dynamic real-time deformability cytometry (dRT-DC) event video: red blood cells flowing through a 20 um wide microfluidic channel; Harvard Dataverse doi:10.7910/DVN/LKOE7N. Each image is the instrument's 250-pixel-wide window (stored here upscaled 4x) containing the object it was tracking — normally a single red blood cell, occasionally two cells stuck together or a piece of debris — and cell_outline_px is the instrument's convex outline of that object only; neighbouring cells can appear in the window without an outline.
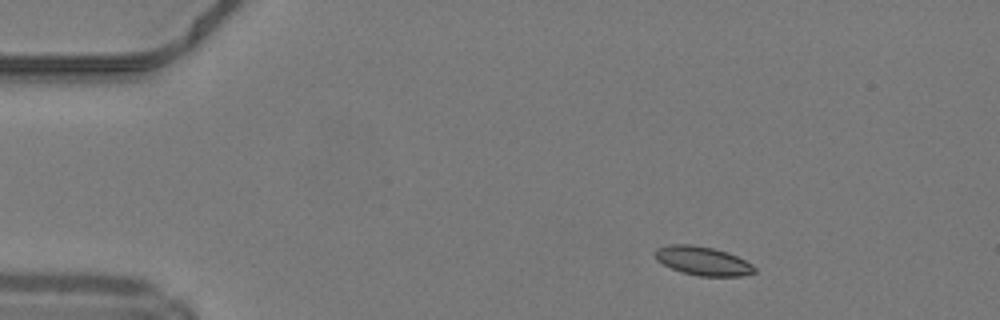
{"species": "common noctule bat (a hibernating species)", "species_latin": "Nyctalus noctula", "temperature_condition": "warm", "stored_images_in_passage": 47, "camera_frame_rate_fps": 3000, "um_per_image_px": 0.085, "animal": {"sex": "male", "body_mass_g": 19.2, "forearm_length_mm": 51.8}, "frame": {"image": 1, "passage_image": 6, "time_ms": 1.667, "image_size_px": [1000, 320], "cell_outline_px": [[756, 272], [744, 276], [700, 276], [680, 272], [656, 260], [656, 248], [668, 244], [692, 244], [712, 248], [728, 252], [752, 264], [756, 268]], "centroid_in_image_um": [59.75, 22.18], "position_along_channel_um": 25.3, "area_um2": 16.7}}
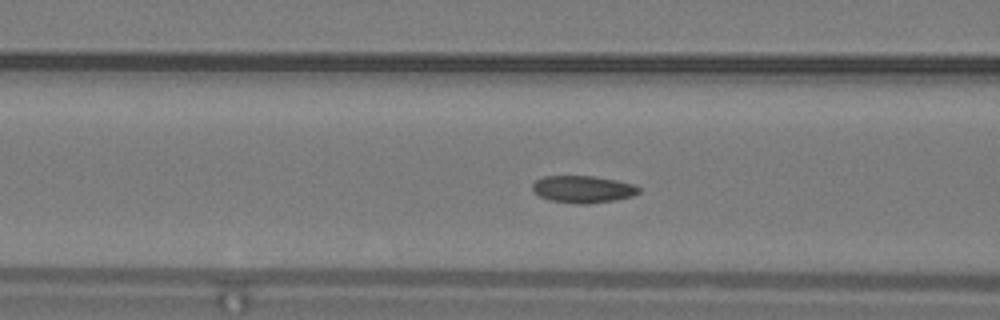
{"frame": {"image": 2, "passage_image": 18, "time_ms": 5.667, "image_size_px": [1000, 320], "cell_outline_px": [[640, 192], [632, 196], [616, 200], [588, 204], [576, 204], [552, 200], [540, 196], [532, 192], [532, 184], [536, 180], [544, 176], [596, 176], [616, 180], [632, 184], [640, 188]], "centroid_in_image_um": [49.54, 16.08], "position_along_channel_um": 117.1, "area_um2": 16.88}}
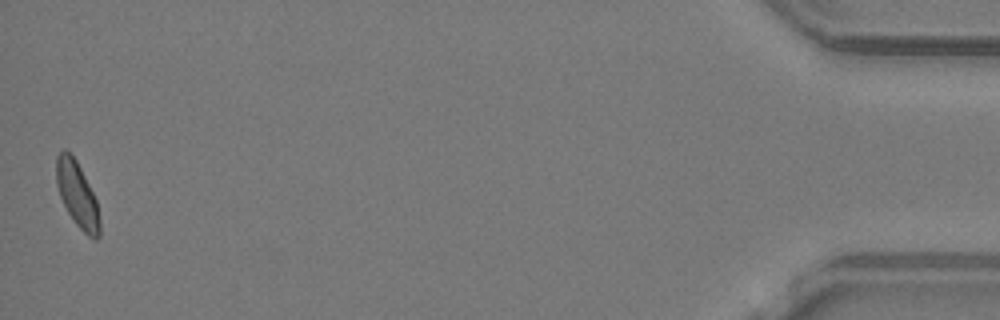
{"frame": {"image": 3, "passage_image": 47, "time_ms": 15.333, "image_size_px": [1000, 320], "cell_outline_px": [[100, 236], [96, 240], [88, 236], [76, 224], [68, 212], [60, 196], [56, 184], [56, 156], [64, 148], [76, 160], [96, 200], [100, 220]], "centroid_in_image_um": [6.56, 16.56], "position_along_channel_um": 428.6, "area_um2": 16.24}, "authors_computed_cell_mechanics": {"area_um2": 16.6464, "velocity_mm_per_s": 4.2132, "shape_relaxation_time_tau1_ms": null, "shape_relaxation_time_tau2_ms": 2.3262, "deformation_change_tau1": null, "deformation_change_tau2": 0.0732}}